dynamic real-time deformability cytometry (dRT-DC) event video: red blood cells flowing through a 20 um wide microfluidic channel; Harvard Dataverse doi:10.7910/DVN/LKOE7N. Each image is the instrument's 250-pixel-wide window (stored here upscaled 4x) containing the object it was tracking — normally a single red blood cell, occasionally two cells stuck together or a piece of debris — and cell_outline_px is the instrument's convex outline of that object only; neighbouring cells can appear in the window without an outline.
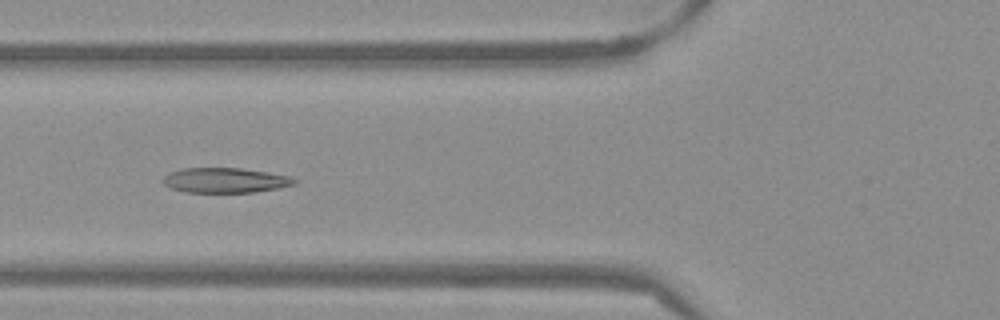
{"species": "Egyptian fruit bat (a non-hibernating species)", "species_latin": "Rousettus aegyptiacus", "temperature_condition": "warm", "stored_images_in_passage": 40, "camera_frame_rate_fps": 3000, "um_per_image_px": 0.085, "frame": {"image": 1, "passage_image": 7, "time_ms": 2.0, "image_size_px": [1000, 320], "cell_outline_px": [[300, 180], [296, 184], [256, 192], [184, 192], [172, 188], [164, 184], [160, 180], [164, 176], [172, 172], [184, 168], [240, 168], [288, 176]], "centroid_in_image_um": [19.13, 15.33], "position_along_channel_um": 106.7, "area_um2": 18.96}}
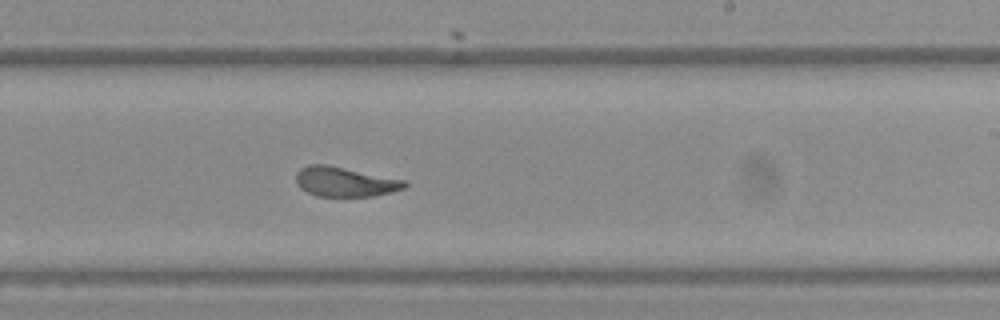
{"frame": {"image": 2, "passage_image": 19, "time_ms": 6.0, "image_size_px": [1000, 320], "cell_outline_px": [[408, 184], [404, 188], [392, 192], [372, 196], [316, 196], [300, 188], [296, 184], [296, 172], [300, 168], [308, 164], [324, 164], [408, 180]], "centroid_in_image_um": [29.32, 15.45], "position_along_channel_um": 259.7, "area_um2": 18.9}}
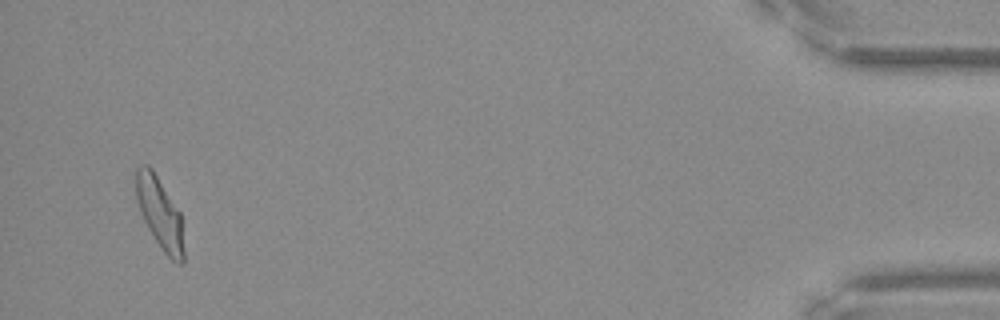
{"frame": {"image": 3, "passage_image": 38, "time_ms": 12.333, "image_size_px": [1000, 320], "cell_outline_px": [[184, 264], [180, 264], [172, 260], [160, 248], [148, 228], [140, 212], [136, 196], [136, 168], [140, 164], [148, 164], [152, 168], [180, 212], [184, 252]], "centroid_in_image_um": [13.58, 18.11], "position_along_channel_um": 421.6, "area_um2": 19.83}, "authors_computed_cell_mechanics": {"area_um2": 19.6231, "velocity_mm_per_s": 3.8327, "shape_relaxation_time_tau1_ms": 5.0482, "shape_relaxation_time_tau2_ms": 1.375, "deformation_change_tau1": 0.1948, "deformation_change_tau2": 0.0944}}